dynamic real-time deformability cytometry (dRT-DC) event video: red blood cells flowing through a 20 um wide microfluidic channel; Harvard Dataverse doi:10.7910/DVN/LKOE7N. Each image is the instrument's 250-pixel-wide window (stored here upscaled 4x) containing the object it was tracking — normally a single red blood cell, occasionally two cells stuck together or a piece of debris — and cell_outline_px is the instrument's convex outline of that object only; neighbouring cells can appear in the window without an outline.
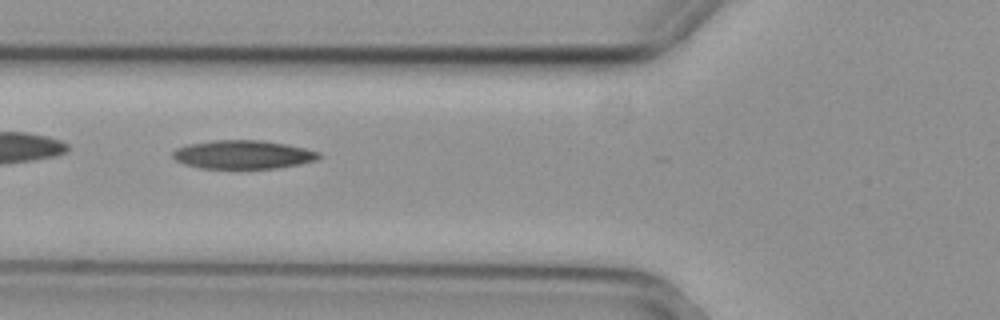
{"species": "common noctule bat (a hibernating species)", "species_latin": "Nyctalus noctula", "temperature_condition": "cold", "stored_images_in_passage": 16, "camera_frame_rate_fps": 3000, "um_per_image_px": 0.085, "animal": {"sex": "female", "body_mass_g": 29.2, "forearm_length_mm": 56.3}, "frame": {"image": 1, "passage_image": 13, "time_ms": 4.0, "image_size_px": [1000, 320], "cell_outline_px": [[320, 156], [316, 160], [276, 168], [200, 168], [184, 164], [176, 160], [172, 156], [172, 152], [176, 148], [188, 144], [212, 140], [260, 140], [284, 144], [304, 148], [320, 152]], "centroid_in_image_um": [20.6, 13.13], "position_along_channel_um": 105.2, "area_um2": 24.1}}